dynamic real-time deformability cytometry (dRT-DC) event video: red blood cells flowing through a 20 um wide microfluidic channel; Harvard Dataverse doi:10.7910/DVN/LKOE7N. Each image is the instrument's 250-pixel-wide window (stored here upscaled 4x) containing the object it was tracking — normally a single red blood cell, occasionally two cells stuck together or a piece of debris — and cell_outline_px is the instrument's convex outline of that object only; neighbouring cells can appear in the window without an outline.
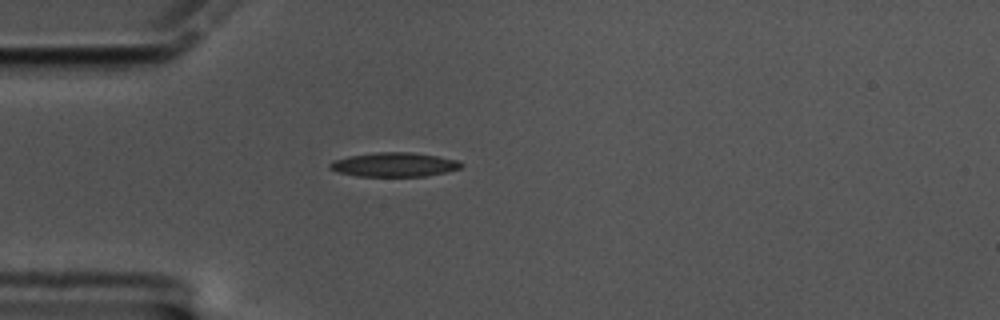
{"species": "common noctule bat (a hibernating species)", "species_latin": "Nyctalus noctula", "temperature_condition": "cold", "stored_images_in_passage": 44, "camera_frame_rate_fps": 3000, "um_per_image_px": 0.085, "animal": {"sex": "male", "body_mass_g": 17.5, "forearm_length_mm": 52.3}, "frame": {"image": 1, "passage_image": 1, "time_ms": 0.0, "image_size_px": [1000, 320], "cell_outline_px": [[464, 164], [460, 168], [444, 172], [424, 176], [356, 176], [336, 172], [328, 168], [328, 164], [332, 160], [348, 156], [376, 152], [412, 152], [436, 156], [456, 160]], "centroid_in_image_um": [33.43, 13.99], "position_along_channel_um": 51.6, "area_um2": 18.5}}
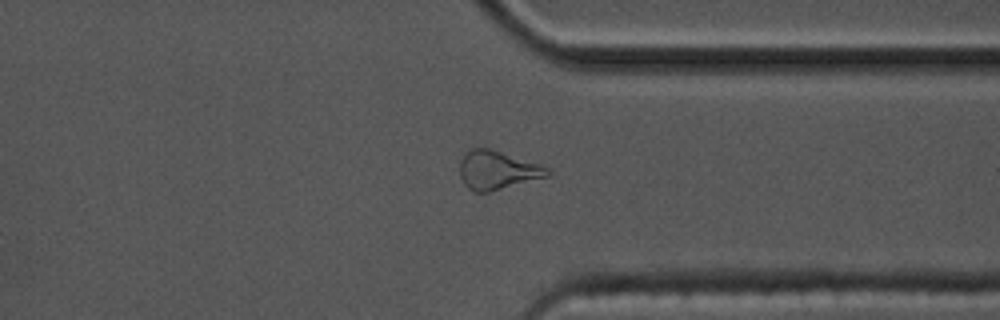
{"frame": {"image": 2, "passage_image": 30, "time_ms": 9.667, "image_size_px": [1000, 320], "cell_outline_px": [[552, 176], [488, 192], [472, 192], [464, 184], [460, 176], [460, 160], [468, 148], [492, 148], [540, 164], [548, 168], [552, 172]], "centroid_in_image_um": [42.3, 14.46], "position_along_channel_um": 369.1, "area_um2": 20.17}}
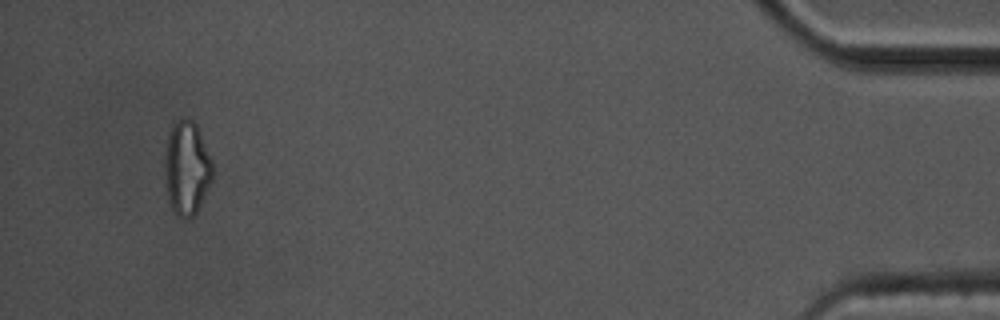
{"frame": {"image": 3, "passage_image": 41, "time_ms": 13.333, "image_size_px": [1000, 320], "cell_outline_px": [[212, 180], [196, 212], [192, 216], [176, 216], [168, 204], [164, 180], [164, 156], [168, 132], [172, 120], [184, 116], [192, 120], [196, 124], [212, 160]], "centroid_in_image_um": [15.82, 14.23], "position_along_channel_um": 419.4, "area_um2": 26.7}, "authors_computed_cell_mechanics": {"area_um2": 18.0625, "velocity_mm_per_s": 3.3882, "shape_relaxation_time_tau1_ms": null, "shape_relaxation_time_tau2_ms": 7.7554, "deformation_change_tau1": null, "deformation_change_tau2": 0.1735}}